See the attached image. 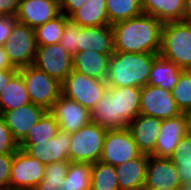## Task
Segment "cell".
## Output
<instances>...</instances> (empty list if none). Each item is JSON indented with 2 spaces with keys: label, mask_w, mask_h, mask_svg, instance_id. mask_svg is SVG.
Here are the masks:
<instances>
[{
  "label": "cell",
  "mask_w": 191,
  "mask_h": 190,
  "mask_svg": "<svg viewBox=\"0 0 191 190\" xmlns=\"http://www.w3.org/2000/svg\"><path fill=\"white\" fill-rule=\"evenodd\" d=\"M163 22L142 13L112 25L115 52L159 53Z\"/></svg>",
  "instance_id": "1"
},
{
  "label": "cell",
  "mask_w": 191,
  "mask_h": 190,
  "mask_svg": "<svg viewBox=\"0 0 191 190\" xmlns=\"http://www.w3.org/2000/svg\"><path fill=\"white\" fill-rule=\"evenodd\" d=\"M159 53L114 52L109 58L108 87L147 85L154 58Z\"/></svg>",
  "instance_id": "2"
},
{
  "label": "cell",
  "mask_w": 191,
  "mask_h": 190,
  "mask_svg": "<svg viewBox=\"0 0 191 190\" xmlns=\"http://www.w3.org/2000/svg\"><path fill=\"white\" fill-rule=\"evenodd\" d=\"M159 54L181 69L191 66V23L184 21L163 23Z\"/></svg>",
  "instance_id": "3"
},
{
  "label": "cell",
  "mask_w": 191,
  "mask_h": 190,
  "mask_svg": "<svg viewBox=\"0 0 191 190\" xmlns=\"http://www.w3.org/2000/svg\"><path fill=\"white\" fill-rule=\"evenodd\" d=\"M25 83L31 103L50 110L62 94V84L46 72L29 65L18 69Z\"/></svg>",
  "instance_id": "4"
},
{
  "label": "cell",
  "mask_w": 191,
  "mask_h": 190,
  "mask_svg": "<svg viewBox=\"0 0 191 190\" xmlns=\"http://www.w3.org/2000/svg\"><path fill=\"white\" fill-rule=\"evenodd\" d=\"M107 129L90 122L70 133L69 161L93 164L100 160Z\"/></svg>",
  "instance_id": "5"
},
{
  "label": "cell",
  "mask_w": 191,
  "mask_h": 190,
  "mask_svg": "<svg viewBox=\"0 0 191 190\" xmlns=\"http://www.w3.org/2000/svg\"><path fill=\"white\" fill-rule=\"evenodd\" d=\"M62 84V95L75 100L90 112L108 89L107 81L72 70Z\"/></svg>",
  "instance_id": "6"
},
{
  "label": "cell",
  "mask_w": 191,
  "mask_h": 190,
  "mask_svg": "<svg viewBox=\"0 0 191 190\" xmlns=\"http://www.w3.org/2000/svg\"><path fill=\"white\" fill-rule=\"evenodd\" d=\"M3 47L15 68L32 65L37 51L35 29L17 21Z\"/></svg>",
  "instance_id": "7"
},
{
  "label": "cell",
  "mask_w": 191,
  "mask_h": 190,
  "mask_svg": "<svg viewBox=\"0 0 191 190\" xmlns=\"http://www.w3.org/2000/svg\"><path fill=\"white\" fill-rule=\"evenodd\" d=\"M46 166L18 148L11 165L9 189L34 190L44 178Z\"/></svg>",
  "instance_id": "8"
},
{
  "label": "cell",
  "mask_w": 191,
  "mask_h": 190,
  "mask_svg": "<svg viewBox=\"0 0 191 190\" xmlns=\"http://www.w3.org/2000/svg\"><path fill=\"white\" fill-rule=\"evenodd\" d=\"M141 154L128 128L107 130L100 161L117 166Z\"/></svg>",
  "instance_id": "9"
},
{
  "label": "cell",
  "mask_w": 191,
  "mask_h": 190,
  "mask_svg": "<svg viewBox=\"0 0 191 190\" xmlns=\"http://www.w3.org/2000/svg\"><path fill=\"white\" fill-rule=\"evenodd\" d=\"M33 65L62 83L73 70V56L60 43L37 46Z\"/></svg>",
  "instance_id": "10"
},
{
  "label": "cell",
  "mask_w": 191,
  "mask_h": 190,
  "mask_svg": "<svg viewBox=\"0 0 191 190\" xmlns=\"http://www.w3.org/2000/svg\"><path fill=\"white\" fill-rule=\"evenodd\" d=\"M140 99V114L142 115L167 119L181 114L172 92L159 86H142Z\"/></svg>",
  "instance_id": "11"
},
{
  "label": "cell",
  "mask_w": 191,
  "mask_h": 190,
  "mask_svg": "<svg viewBox=\"0 0 191 190\" xmlns=\"http://www.w3.org/2000/svg\"><path fill=\"white\" fill-rule=\"evenodd\" d=\"M18 145L19 148L46 166L56 161H69L71 135L59 130L56 136L48 141Z\"/></svg>",
  "instance_id": "12"
},
{
  "label": "cell",
  "mask_w": 191,
  "mask_h": 190,
  "mask_svg": "<svg viewBox=\"0 0 191 190\" xmlns=\"http://www.w3.org/2000/svg\"><path fill=\"white\" fill-rule=\"evenodd\" d=\"M59 124V129L73 133L91 122V112L75 100L60 95L49 110Z\"/></svg>",
  "instance_id": "13"
},
{
  "label": "cell",
  "mask_w": 191,
  "mask_h": 190,
  "mask_svg": "<svg viewBox=\"0 0 191 190\" xmlns=\"http://www.w3.org/2000/svg\"><path fill=\"white\" fill-rule=\"evenodd\" d=\"M181 182L170 158L149 155L144 188L178 190Z\"/></svg>",
  "instance_id": "14"
},
{
  "label": "cell",
  "mask_w": 191,
  "mask_h": 190,
  "mask_svg": "<svg viewBox=\"0 0 191 190\" xmlns=\"http://www.w3.org/2000/svg\"><path fill=\"white\" fill-rule=\"evenodd\" d=\"M47 110L33 103L9 111H0L13 139L19 144L29 130L41 119Z\"/></svg>",
  "instance_id": "15"
},
{
  "label": "cell",
  "mask_w": 191,
  "mask_h": 190,
  "mask_svg": "<svg viewBox=\"0 0 191 190\" xmlns=\"http://www.w3.org/2000/svg\"><path fill=\"white\" fill-rule=\"evenodd\" d=\"M162 120L161 118L139 114L128 124L133 140L142 153L151 155L155 151Z\"/></svg>",
  "instance_id": "16"
},
{
  "label": "cell",
  "mask_w": 191,
  "mask_h": 190,
  "mask_svg": "<svg viewBox=\"0 0 191 190\" xmlns=\"http://www.w3.org/2000/svg\"><path fill=\"white\" fill-rule=\"evenodd\" d=\"M60 6L50 0H19L16 20L33 29L57 17Z\"/></svg>",
  "instance_id": "17"
},
{
  "label": "cell",
  "mask_w": 191,
  "mask_h": 190,
  "mask_svg": "<svg viewBox=\"0 0 191 190\" xmlns=\"http://www.w3.org/2000/svg\"><path fill=\"white\" fill-rule=\"evenodd\" d=\"M186 134L185 119L182 113L175 117L163 119L155 151L151 155L170 158L176 149L178 142Z\"/></svg>",
  "instance_id": "18"
},
{
  "label": "cell",
  "mask_w": 191,
  "mask_h": 190,
  "mask_svg": "<svg viewBox=\"0 0 191 190\" xmlns=\"http://www.w3.org/2000/svg\"><path fill=\"white\" fill-rule=\"evenodd\" d=\"M84 50L112 56L115 52L112 25L82 27L78 40V51Z\"/></svg>",
  "instance_id": "19"
},
{
  "label": "cell",
  "mask_w": 191,
  "mask_h": 190,
  "mask_svg": "<svg viewBox=\"0 0 191 190\" xmlns=\"http://www.w3.org/2000/svg\"><path fill=\"white\" fill-rule=\"evenodd\" d=\"M149 155L142 153L139 157L115 166L119 188L142 190L146 180V166Z\"/></svg>",
  "instance_id": "20"
},
{
  "label": "cell",
  "mask_w": 191,
  "mask_h": 190,
  "mask_svg": "<svg viewBox=\"0 0 191 190\" xmlns=\"http://www.w3.org/2000/svg\"><path fill=\"white\" fill-rule=\"evenodd\" d=\"M109 56L96 51H78L73 56V69L88 77L107 80Z\"/></svg>",
  "instance_id": "21"
},
{
  "label": "cell",
  "mask_w": 191,
  "mask_h": 190,
  "mask_svg": "<svg viewBox=\"0 0 191 190\" xmlns=\"http://www.w3.org/2000/svg\"><path fill=\"white\" fill-rule=\"evenodd\" d=\"M115 98L116 116L128 125L140 114V87H108Z\"/></svg>",
  "instance_id": "22"
},
{
  "label": "cell",
  "mask_w": 191,
  "mask_h": 190,
  "mask_svg": "<svg viewBox=\"0 0 191 190\" xmlns=\"http://www.w3.org/2000/svg\"><path fill=\"white\" fill-rule=\"evenodd\" d=\"M182 72L179 66L158 54L154 58L147 85L172 91Z\"/></svg>",
  "instance_id": "23"
},
{
  "label": "cell",
  "mask_w": 191,
  "mask_h": 190,
  "mask_svg": "<svg viewBox=\"0 0 191 190\" xmlns=\"http://www.w3.org/2000/svg\"><path fill=\"white\" fill-rule=\"evenodd\" d=\"M91 122L107 130L128 128L121 117L116 116L115 98H111L109 88L92 109Z\"/></svg>",
  "instance_id": "24"
},
{
  "label": "cell",
  "mask_w": 191,
  "mask_h": 190,
  "mask_svg": "<svg viewBox=\"0 0 191 190\" xmlns=\"http://www.w3.org/2000/svg\"><path fill=\"white\" fill-rule=\"evenodd\" d=\"M185 0H141L143 13L165 23L182 21Z\"/></svg>",
  "instance_id": "25"
},
{
  "label": "cell",
  "mask_w": 191,
  "mask_h": 190,
  "mask_svg": "<svg viewBox=\"0 0 191 190\" xmlns=\"http://www.w3.org/2000/svg\"><path fill=\"white\" fill-rule=\"evenodd\" d=\"M69 18L81 27L110 25L105 0H88L82 8L75 11Z\"/></svg>",
  "instance_id": "26"
},
{
  "label": "cell",
  "mask_w": 191,
  "mask_h": 190,
  "mask_svg": "<svg viewBox=\"0 0 191 190\" xmlns=\"http://www.w3.org/2000/svg\"><path fill=\"white\" fill-rule=\"evenodd\" d=\"M31 103L21 74L17 72L0 94V111L15 110Z\"/></svg>",
  "instance_id": "27"
},
{
  "label": "cell",
  "mask_w": 191,
  "mask_h": 190,
  "mask_svg": "<svg viewBox=\"0 0 191 190\" xmlns=\"http://www.w3.org/2000/svg\"><path fill=\"white\" fill-rule=\"evenodd\" d=\"M170 159L175 164L181 184H191V135L179 142Z\"/></svg>",
  "instance_id": "28"
},
{
  "label": "cell",
  "mask_w": 191,
  "mask_h": 190,
  "mask_svg": "<svg viewBox=\"0 0 191 190\" xmlns=\"http://www.w3.org/2000/svg\"><path fill=\"white\" fill-rule=\"evenodd\" d=\"M59 130V124L54 115L47 110L19 144H36V142L48 141L54 138Z\"/></svg>",
  "instance_id": "29"
},
{
  "label": "cell",
  "mask_w": 191,
  "mask_h": 190,
  "mask_svg": "<svg viewBox=\"0 0 191 190\" xmlns=\"http://www.w3.org/2000/svg\"><path fill=\"white\" fill-rule=\"evenodd\" d=\"M92 164L70 161L60 190H90Z\"/></svg>",
  "instance_id": "30"
},
{
  "label": "cell",
  "mask_w": 191,
  "mask_h": 190,
  "mask_svg": "<svg viewBox=\"0 0 191 190\" xmlns=\"http://www.w3.org/2000/svg\"><path fill=\"white\" fill-rule=\"evenodd\" d=\"M110 25L143 13L141 0H105Z\"/></svg>",
  "instance_id": "31"
},
{
  "label": "cell",
  "mask_w": 191,
  "mask_h": 190,
  "mask_svg": "<svg viewBox=\"0 0 191 190\" xmlns=\"http://www.w3.org/2000/svg\"><path fill=\"white\" fill-rule=\"evenodd\" d=\"M118 188L115 166L100 160L92 164L90 190H117Z\"/></svg>",
  "instance_id": "32"
},
{
  "label": "cell",
  "mask_w": 191,
  "mask_h": 190,
  "mask_svg": "<svg viewBox=\"0 0 191 190\" xmlns=\"http://www.w3.org/2000/svg\"><path fill=\"white\" fill-rule=\"evenodd\" d=\"M68 19L63 13L47 21L35 29L37 46H46L60 43L65 28V21Z\"/></svg>",
  "instance_id": "33"
},
{
  "label": "cell",
  "mask_w": 191,
  "mask_h": 190,
  "mask_svg": "<svg viewBox=\"0 0 191 190\" xmlns=\"http://www.w3.org/2000/svg\"><path fill=\"white\" fill-rule=\"evenodd\" d=\"M70 161H56L46 165L44 178L34 190H60L64 184Z\"/></svg>",
  "instance_id": "34"
},
{
  "label": "cell",
  "mask_w": 191,
  "mask_h": 190,
  "mask_svg": "<svg viewBox=\"0 0 191 190\" xmlns=\"http://www.w3.org/2000/svg\"><path fill=\"white\" fill-rule=\"evenodd\" d=\"M171 92L181 113L191 108V80L184 72L180 74L177 84Z\"/></svg>",
  "instance_id": "35"
},
{
  "label": "cell",
  "mask_w": 191,
  "mask_h": 190,
  "mask_svg": "<svg viewBox=\"0 0 191 190\" xmlns=\"http://www.w3.org/2000/svg\"><path fill=\"white\" fill-rule=\"evenodd\" d=\"M82 27L68 18L65 21V28L62 33V38L60 44L66 50L67 53L74 56L78 52V40L80 35V30Z\"/></svg>",
  "instance_id": "36"
},
{
  "label": "cell",
  "mask_w": 191,
  "mask_h": 190,
  "mask_svg": "<svg viewBox=\"0 0 191 190\" xmlns=\"http://www.w3.org/2000/svg\"><path fill=\"white\" fill-rule=\"evenodd\" d=\"M18 148V143L13 139L4 117L0 114V154H14Z\"/></svg>",
  "instance_id": "37"
},
{
  "label": "cell",
  "mask_w": 191,
  "mask_h": 190,
  "mask_svg": "<svg viewBox=\"0 0 191 190\" xmlns=\"http://www.w3.org/2000/svg\"><path fill=\"white\" fill-rule=\"evenodd\" d=\"M13 157L14 154H0V190L9 189Z\"/></svg>",
  "instance_id": "38"
},
{
  "label": "cell",
  "mask_w": 191,
  "mask_h": 190,
  "mask_svg": "<svg viewBox=\"0 0 191 190\" xmlns=\"http://www.w3.org/2000/svg\"><path fill=\"white\" fill-rule=\"evenodd\" d=\"M16 22L15 16H2L0 18V46L5 44Z\"/></svg>",
  "instance_id": "39"
},
{
  "label": "cell",
  "mask_w": 191,
  "mask_h": 190,
  "mask_svg": "<svg viewBox=\"0 0 191 190\" xmlns=\"http://www.w3.org/2000/svg\"><path fill=\"white\" fill-rule=\"evenodd\" d=\"M88 0H64L60 6V12L66 17H70L75 11L82 8Z\"/></svg>",
  "instance_id": "40"
},
{
  "label": "cell",
  "mask_w": 191,
  "mask_h": 190,
  "mask_svg": "<svg viewBox=\"0 0 191 190\" xmlns=\"http://www.w3.org/2000/svg\"><path fill=\"white\" fill-rule=\"evenodd\" d=\"M19 0H0V14L2 16H16Z\"/></svg>",
  "instance_id": "41"
},
{
  "label": "cell",
  "mask_w": 191,
  "mask_h": 190,
  "mask_svg": "<svg viewBox=\"0 0 191 190\" xmlns=\"http://www.w3.org/2000/svg\"><path fill=\"white\" fill-rule=\"evenodd\" d=\"M18 72V69L0 70V94L8 85L10 79Z\"/></svg>",
  "instance_id": "42"
},
{
  "label": "cell",
  "mask_w": 191,
  "mask_h": 190,
  "mask_svg": "<svg viewBox=\"0 0 191 190\" xmlns=\"http://www.w3.org/2000/svg\"><path fill=\"white\" fill-rule=\"evenodd\" d=\"M15 68L8 59L3 46H0V70H10Z\"/></svg>",
  "instance_id": "43"
},
{
  "label": "cell",
  "mask_w": 191,
  "mask_h": 190,
  "mask_svg": "<svg viewBox=\"0 0 191 190\" xmlns=\"http://www.w3.org/2000/svg\"><path fill=\"white\" fill-rule=\"evenodd\" d=\"M182 21L191 23V0H185Z\"/></svg>",
  "instance_id": "44"
},
{
  "label": "cell",
  "mask_w": 191,
  "mask_h": 190,
  "mask_svg": "<svg viewBox=\"0 0 191 190\" xmlns=\"http://www.w3.org/2000/svg\"><path fill=\"white\" fill-rule=\"evenodd\" d=\"M182 115L185 119L187 134L191 135V108L182 112Z\"/></svg>",
  "instance_id": "45"
},
{
  "label": "cell",
  "mask_w": 191,
  "mask_h": 190,
  "mask_svg": "<svg viewBox=\"0 0 191 190\" xmlns=\"http://www.w3.org/2000/svg\"><path fill=\"white\" fill-rule=\"evenodd\" d=\"M182 70H183L184 74H186V76L191 80V66L185 67Z\"/></svg>",
  "instance_id": "46"
},
{
  "label": "cell",
  "mask_w": 191,
  "mask_h": 190,
  "mask_svg": "<svg viewBox=\"0 0 191 190\" xmlns=\"http://www.w3.org/2000/svg\"><path fill=\"white\" fill-rule=\"evenodd\" d=\"M178 190H191V184H182Z\"/></svg>",
  "instance_id": "47"
},
{
  "label": "cell",
  "mask_w": 191,
  "mask_h": 190,
  "mask_svg": "<svg viewBox=\"0 0 191 190\" xmlns=\"http://www.w3.org/2000/svg\"><path fill=\"white\" fill-rule=\"evenodd\" d=\"M50 1L56 3V4L59 5V6H61L62 3L64 2V0H50Z\"/></svg>",
  "instance_id": "48"
},
{
  "label": "cell",
  "mask_w": 191,
  "mask_h": 190,
  "mask_svg": "<svg viewBox=\"0 0 191 190\" xmlns=\"http://www.w3.org/2000/svg\"><path fill=\"white\" fill-rule=\"evenodd\" d=\"M142 190H168V189H150V188H143Z\"/></svg>",
  "instance_id": "49"
}]
</instances>
